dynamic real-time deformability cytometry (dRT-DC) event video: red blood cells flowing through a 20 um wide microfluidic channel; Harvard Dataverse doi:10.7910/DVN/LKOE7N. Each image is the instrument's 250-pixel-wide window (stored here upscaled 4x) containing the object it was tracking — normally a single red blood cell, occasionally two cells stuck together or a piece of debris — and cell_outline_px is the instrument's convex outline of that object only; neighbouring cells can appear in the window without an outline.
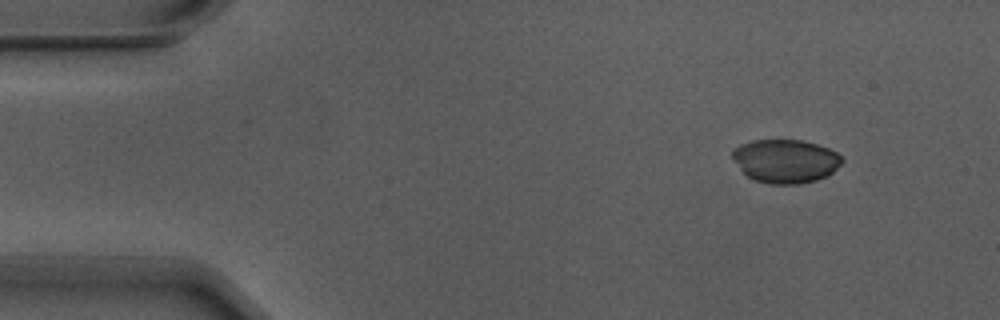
{"species": "Egyptian fruit bat (a non-hibernating species)", "species_latin": "Rousettus aegyptiacus", "temperature_condition": "warm", "stored_images_in_passage": 4, "camera_frame_rate_fps": 3000, "um_per_image_px": 0.085, "animal": {"sex": "male"}, "frame": {"image": 1, "passage_image": 1, "time_ms": 0.0, "image_size_px": [1000, 320], "cell_outline_px": [[844, 160], [832, 172], [816, 180], [796, 184], [768, 184], [752, 180], [732, 160], [732, 152], [740, 144], [752, 140], [800, 140], [816, 144], [828, 148], [836, 152]], "centroid_in_image_um": [66.73, 13.69], "position_along_channel_um": 18.3, "area_um2": 27.69}}
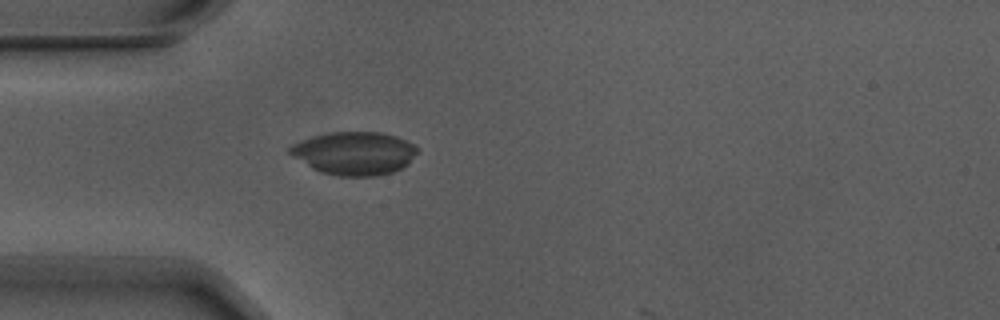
{"frame": {"image": 2, "passage_image": 4, "time_ms": 1.0, "image_size_px": [1000, 320], "cell_outline_px": [[420, 152], [408, 164], [392, 172], [376, 176], [336, 176], [320, 172], [312, 168], [292, 156], [288, 152], [288, 148], [292, 144], [312, 136], [328, 132], [380, 132], [396, 136], [416, 144], [420, 148]], "centroid_in_image_um": [30.15, 13.02], "position_along_channel_um": 54.9, "area_um2": 32.43}}